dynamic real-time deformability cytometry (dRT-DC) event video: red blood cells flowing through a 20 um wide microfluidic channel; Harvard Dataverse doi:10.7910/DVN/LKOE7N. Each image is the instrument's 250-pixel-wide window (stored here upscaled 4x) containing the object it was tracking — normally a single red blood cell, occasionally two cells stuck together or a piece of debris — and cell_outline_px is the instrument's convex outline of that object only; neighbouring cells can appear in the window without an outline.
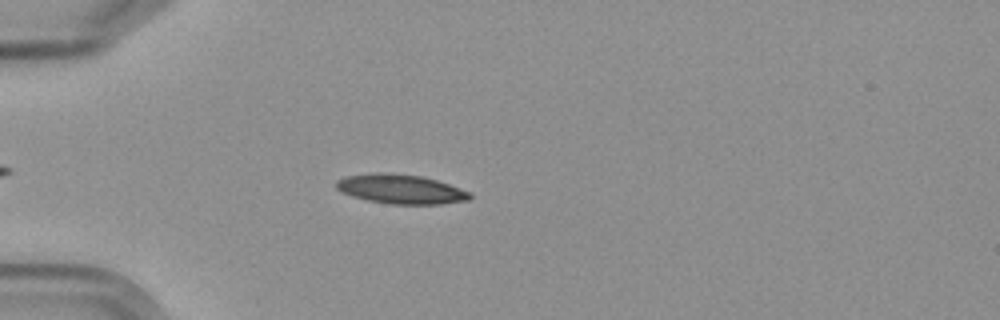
{"species": "Egyptian fruit bat (a non-hibernating species)", "species_latin": "Rousettus aegyptiacus", "temperature_condition": "cold", "stored_images_in_passage": 5, "camera_frame_rate_fps": 3000, "um_per_image_px": 0.085, "frame": {"image": 1, "passage_image": 5, "time_ms": 4.667, "image_size_px": [1000, 320], "cell_outline_px": [[472, 196], [468, 200], [440, 204], [392, 204], [368, 200], [352, 196], [336, 188], [336, 180], [344, 176], [376, 172], [384, 172], [420, 176], [436, 180], [448, 184], [468, 192]], "centroid_in_image_um": [34.02, 16.07], "position_along_channel_um": 51.0, "area_um2": 22.6}}